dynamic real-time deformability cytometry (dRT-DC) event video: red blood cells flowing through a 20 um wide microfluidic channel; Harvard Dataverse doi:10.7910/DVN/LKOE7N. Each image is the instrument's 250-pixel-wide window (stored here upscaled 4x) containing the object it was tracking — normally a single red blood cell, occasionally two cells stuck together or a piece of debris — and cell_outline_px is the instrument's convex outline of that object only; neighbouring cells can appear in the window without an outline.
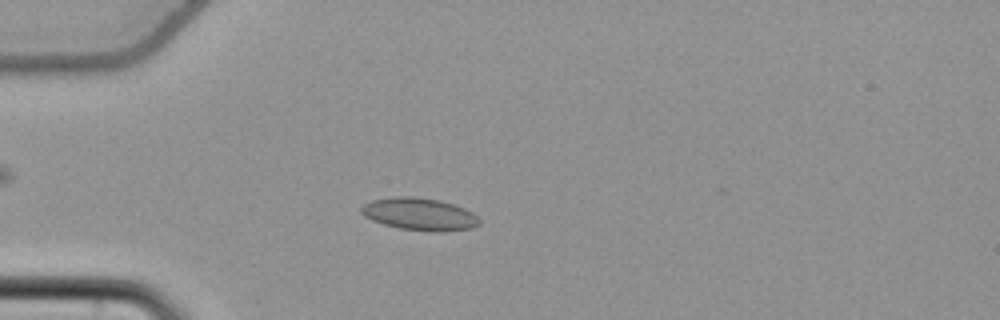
{"species": "common noctule bat (a hibernating species)", "species_latin": "Nyctalus noctula", "temperature_condition": "cold", "stored_images_in_passage": 56, "camera_frame_rate_fps": 3000, "um_per_image_px": 0.085, "animal": {"sex": "female", "body_mass_g": 22.7, "forearm_length_mm": 54.2}, "frame": {"image": 1, "passage_image": 17, "time_ms": 5.333, "image_size_px": [1000, 320], "cell_outline_px": [[480, 224], [472, 228], [444, 232], [432, 232], [400, 228], [384, 224], [372, 220], [364, 216], [360, 212], [360, 208], [364, 204], [372, 200], [392, 196], [412, 196], [440, 200], [464, 208], [472, 212], [480, 220]], "centroid_in_image_um": [35.66, 18.2], "position_along_channel_um": 49.3, "area_um2": 22.43}}
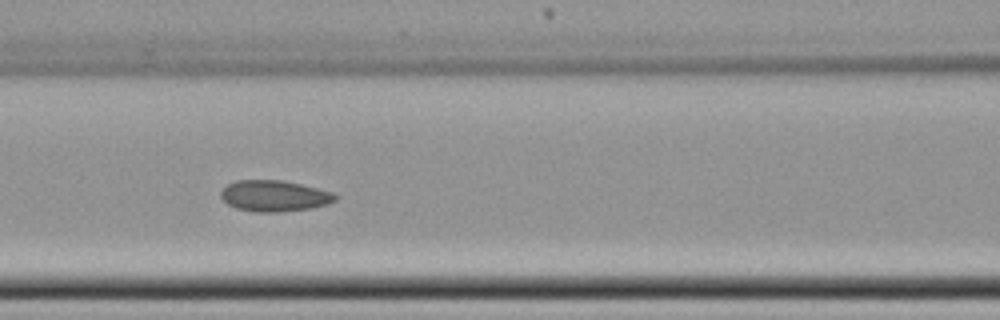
{"frame": {"image": 2, "passage_image": 26, "time_ms": 8.333, "image_size_px": [1000, 320], "cell_outline_px": [[336, 200], [328, 204], [312, 208], [276, 212], [256, 212], [236, 208], [228, 204], [220, 196], [220, 192], [228, 184], [236, 180], [280, 180], [300, 184], [332, 192], [336, 196]], "centroid_in_image_um": [23.3, 16.65], "position_along_channel_um": 143.3, "area_um2": 20.58}}
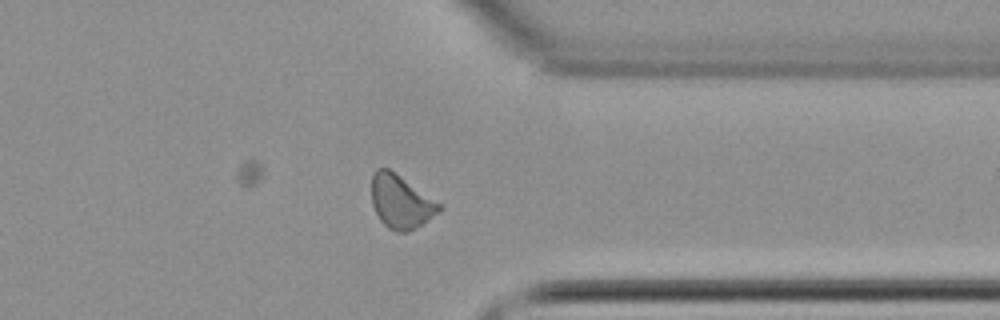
{"frame": {"image": 3, "passage_image": 45, "time_ms": 14.667, "image_size_px": [1000, 320], "cell_outline_px": [[444, 208], [416, 228], [408, 232], [396, 232], [388, 228], [380, 220], [372, 204], [372, 172], [376, 168], [388, 168], [444, 204]], "centroid_in_image_um": [34.1, 17.14], "position_along_channel_um": 377.3, "area_um2": 21.27}, "authors_computed_cell_mechanics": {"area_um2": 20.7213, "velocity_mm_per_s": 3.7549, "shape_relaxation_time_tau1_ms": null, "shape_relaxation_time_tau2_ms": 2.4605, "deformation_change_tau1": null, "deformation_change_tau2": 0.0603}}